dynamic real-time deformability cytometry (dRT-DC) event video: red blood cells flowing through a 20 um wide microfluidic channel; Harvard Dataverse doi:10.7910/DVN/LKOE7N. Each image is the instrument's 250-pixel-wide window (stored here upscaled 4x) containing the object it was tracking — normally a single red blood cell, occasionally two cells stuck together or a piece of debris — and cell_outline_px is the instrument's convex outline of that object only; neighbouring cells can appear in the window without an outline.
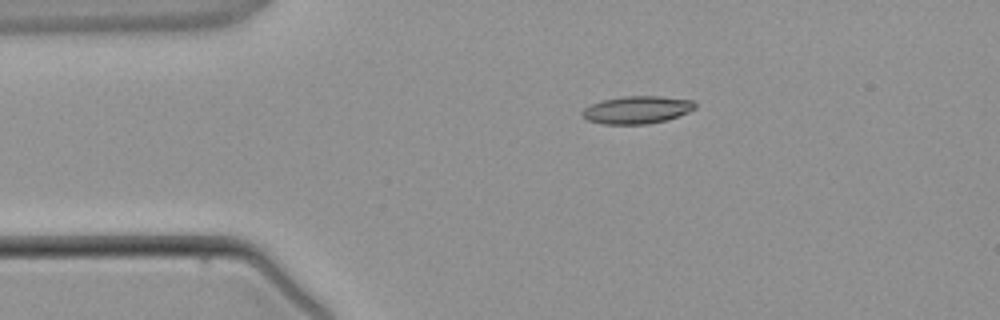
{"species": "common noctule bat (a hibernating species)", "species_latin": "Nyctalus noctula", "temperature_condition": "warm", "stored_images_in_passage": 2, "camera_frame_rate_fps": 3000, "um_per_image_px": 0.085, "animal": {"sex": "male", "body_mass_g": 21.5, "forearm_length_mm": 52.0}, "frame": {"image": 1, "passage_image": 2, "time_ms": 1.667, "image_size_px": [1000, 320], "cell_outline_px": [[696, 108], [688, 112], [664, 120], [648, 124], [604, 124], [588, 120], [580, 112], [584, 108], [592, 104], [604, 100], [624, 96], [660, 96], [692, 100], [696, 104]], "centroid_in_image_um": [54.15, 9.33], "position_along_channel_um": 30.9, "area_um2": 17.92}}